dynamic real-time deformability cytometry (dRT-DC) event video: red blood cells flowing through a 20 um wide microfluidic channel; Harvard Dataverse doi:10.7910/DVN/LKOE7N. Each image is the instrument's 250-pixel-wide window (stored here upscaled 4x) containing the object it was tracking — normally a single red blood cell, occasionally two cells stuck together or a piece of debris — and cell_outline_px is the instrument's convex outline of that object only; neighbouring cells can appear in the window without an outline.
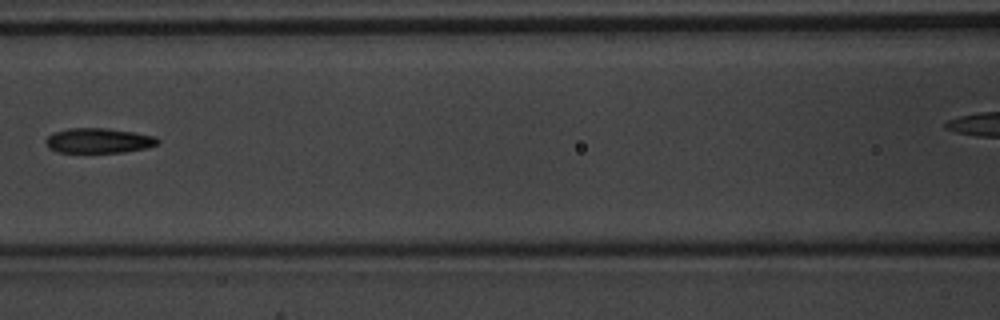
{"species": "common noctule bat (a hibernating species)", "species_latin": "Nyctalus noctula", "temperature_condition": "warm", "stored_images_in_passage": 8, "camera_frame_rate_fps": 3000, "um_per_image_px": 0.085, "animal": {"sex": "male", "body_mass_g": 20.1, "forearm_length_mm": 53.5}, "frame": {"image": 1, "passage_image": 6, "time_ms": 1.667, "image_size_px": [1000, 320], "cell_outline_px": [[160, 140], [156, 144], [144, 148], [124, 152], [56, 152], [48, 148], [44, 140], [48, 136], [56, 132], [68, 128], [104, 128], [132, 132], [156, 136]], "centroid_in_image_um": [8.35, 11.95], "position_along_channel_um": 158.3, "area_um2": 16.13}}
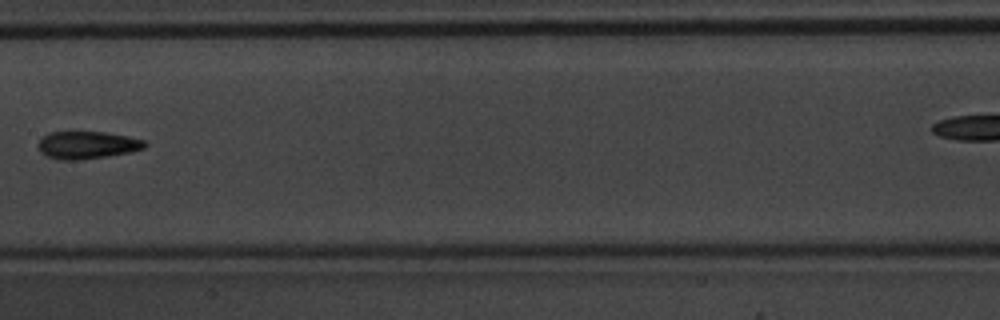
{"frame": {"image": 2, "passage_image": 7, "time_ms": 2.0, "image_size_px": [1000, 320], "cell_outline_px": [[148, 144], [144, 148], [132, 152], [108, 156], [76, 160], [60, 160], [48, 156], [40, 152], [36, 144], [48, 132], [68, 128], [104, 132], [128, 136], [144, 140]], "centroid_in_image_um": [7.36, 12.27], "position_along_channel_um": 200.0, "area_um2": 17.98}}